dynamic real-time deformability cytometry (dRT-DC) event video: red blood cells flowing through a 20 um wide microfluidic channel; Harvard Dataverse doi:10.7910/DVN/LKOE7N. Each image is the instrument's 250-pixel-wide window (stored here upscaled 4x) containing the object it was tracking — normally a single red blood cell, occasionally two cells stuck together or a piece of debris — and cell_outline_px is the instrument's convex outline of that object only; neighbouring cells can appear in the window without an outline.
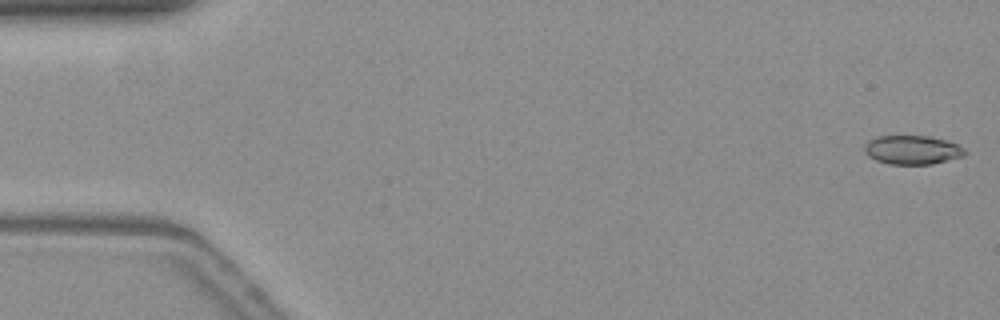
{"species": "common noctule bat (a hibernating species)", "species_latin": "Nyctalus noctula", "temperature_condition": "warm", "stored_images_in_passage": 54, "camera_frame_rate_fps": 3000, "um_per_image_px": 0.085, "animal": {"sex": "female", "body_mass_g": 19.3, "forearm_length_mm": 54.1}, "frame": {"image": 1, "passage_image": 1, "time_ms": 0.0, "image_size_px": [1000, 320], "cell_outline_px": [[968, 152], [964, 156], [932, 164], [888, 164], [876, 160], [868, 156], [864, 152], [864, 148], [872, 140], [880, 136], [928, 136], [944, 140], [956, 144], [964, 148]], "centroid_in_image_um": [77.58, 12.75], "position_along_channel_um": 7.4, "area_um2": 16.7}}
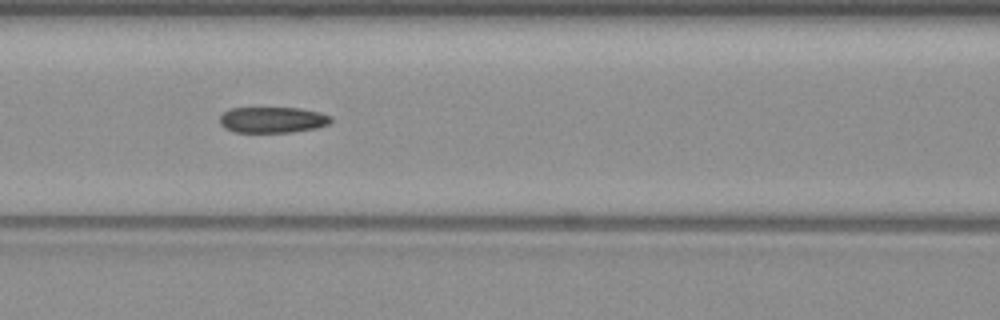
{"frame": {"image": 2, "passage_image": 23, "time_ms": 7.333, "image_size_px": [1000, 320], "cell_outline_px": [[332, 120], [328, 124], [316, 128], [292, 132], [232, 132], [224, 128], [220, 124], [220, 116], [228, 108], [300, 108], [320, 112], [332, 116]], "centroid_in_image_um": [23.16, 10.18], "position_along_channel_um": 143.4, "area_um2": 16.94}}
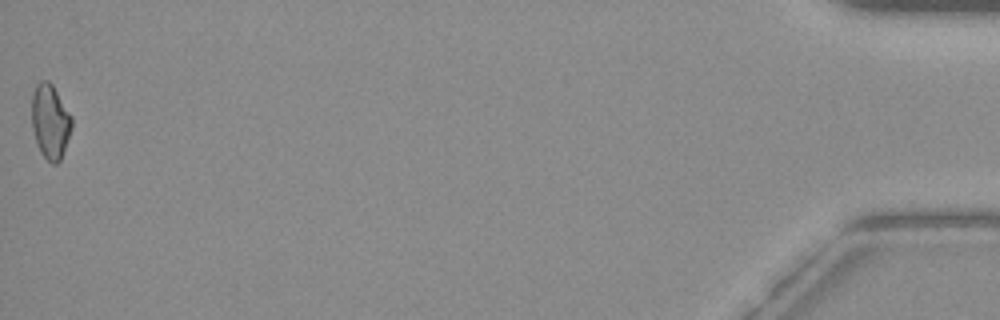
{"frame": {"image": 3, "passage_image": 54, "time_ms": 17.667, "image_size_px": [1000, 320], "cell_outline_px": [[72, 128], [60, 160], [56, 164], [52, 164], [40, 152], [32, 128], [32, 92], [36, 84], [40, 80], [48, 80], [52, 84], [72, 116]], "centroid_in_image_um": [4.27, 10.3], "position_along_channel_um": 430.9, "area_um2": 17.34}, "authors_computed_cell_mechanics": {"area_um2": 17.2822, "velocity_mm_per_s": 3.81, "shape_relaxation_time_tau1_ms": null, "shape_relaxation_time_tau2_ms": 6.1559, "deformation_change_tau1": null, "deformation_change_tau2": 0.1388}}